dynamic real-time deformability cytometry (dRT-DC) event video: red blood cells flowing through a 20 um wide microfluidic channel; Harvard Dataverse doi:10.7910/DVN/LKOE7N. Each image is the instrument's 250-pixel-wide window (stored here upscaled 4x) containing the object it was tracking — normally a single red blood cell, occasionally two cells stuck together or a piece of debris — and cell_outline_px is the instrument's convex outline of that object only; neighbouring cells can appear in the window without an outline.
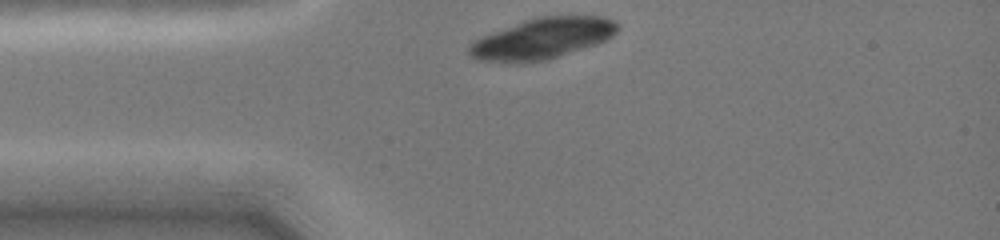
{"species": "common noctule bat (a hibernating species)", "species_latin": "Nyctalus noctula", "temperature_condition": "cold", "stored_images_in_passage": 20, "camera_frame_rate_fps": 3000, "um_per_image_px": 0.085, "animal": {"sex": "female", "body_mass_g": 19.0, "forearm_length_mm": 51.5}, "frame": {"image": 1, "passage_image": 1, "time_ms": 0.0, "image_size_px": [1000, 240], "cell_outline_px": [[620, 28], [612, 36], [596, 44], [548, 60], [520, 64], [508, 64], [476, 60], [468, 52], [468, 44], [472, 40], [492, 32], [524, 20], [540, 16], [604, 16], [616, 20], [620, 24]], "centroid_in_image_um": [46.07, 3.3], "position_along_channel_um": 38.9, "area_um2": 36.07}}
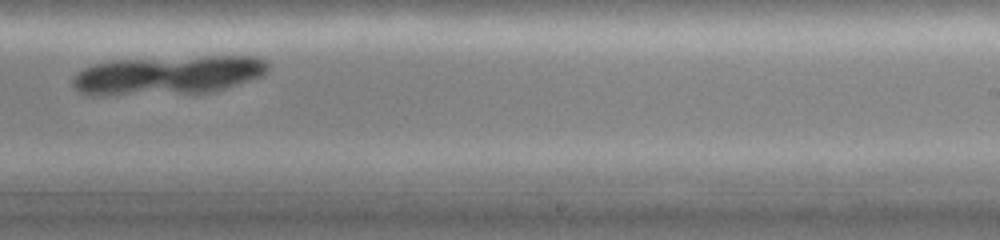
{"frame": {"image": 2, "passage_image": 20, "time_ms": 6.333, "image_size_px": [1000, 240], "cell_outline_px": [[424, 100], [400, 112], [364, 120], [260, 120], [248, 112], [288, 96], [300, 92], [412, 84], [424, 88]], "centroid_in_image_um": [29.13, 8.83], "position_along_channel_um": 259.9, "area_um2": 31.91}}